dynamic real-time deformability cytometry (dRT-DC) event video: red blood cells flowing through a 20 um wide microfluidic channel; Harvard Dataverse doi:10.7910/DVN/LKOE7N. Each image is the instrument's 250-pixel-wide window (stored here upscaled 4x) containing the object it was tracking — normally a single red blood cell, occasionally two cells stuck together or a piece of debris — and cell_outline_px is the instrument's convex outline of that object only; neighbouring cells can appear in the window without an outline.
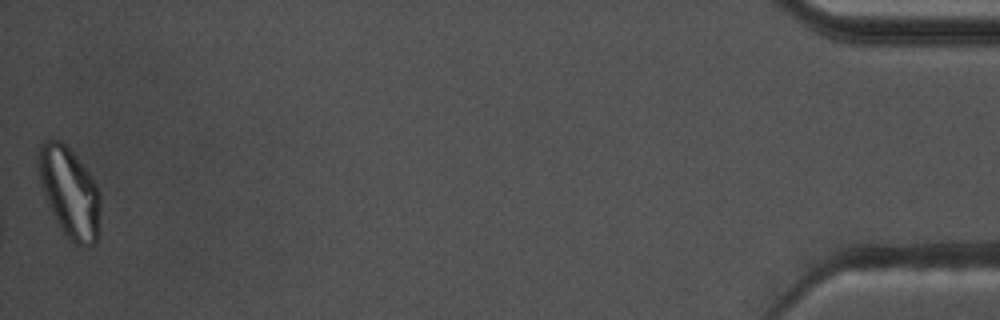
{"species": "common noctule bat (a hibernating species)", "species_latin": "Nyctalus noctula", "temperature_condition": "warm", "stored_images_in_passage": 41, "camera_frame_rate_fps": 3000, "um_per_image_px": 0.085, "animal": {"sex": "male", "body_mass_g": 17.5, "forearm_length_mm": 52.3}, "frame": {"image": 1, "passage_image": 41, "time_ms": 13.333, "image_size_px": [1000, 320], "cell_outline_px": [[100, 212], [96, 244], [88, 248], [76, 244], [60, 228], [52, 212], [44, 192], [40, 180], [36, 156], [40, 140], [60, 140], [72, 152], [92, 176], [100, 192]], "centroid_in_image_um": [5.91, 16.33], "position_along_channel_um": 429.3, "area_um2": 32.54}, "authors_computed_cell_mechanics": {"area_um2": 20.0566, "velocity_mm_per_s": 3.6289, "shape_relaxation_time_tau1_ms": null, "shape_relaxation_time_tau2_ms": 3.8716, "deformation_change_tau1": null, "deformation_change_tau2": 0.1191}}